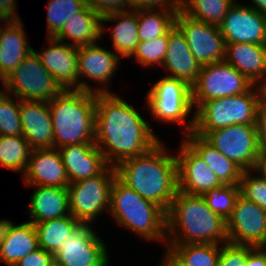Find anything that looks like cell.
I'll use <instances>...</instances> for the list:
<instances>
[{"label":"cell","mask_w":266,"mask_h":266,"mask_svg":"<svg viewBox=\"0 0 266 266\" xmlns=\"http://www.w3.org/2000/svg\"><path fill=\"white\" fill-rule=\"evenodd\" d=\"M203 138L244 171L255 170L261 152L256 125L235 124L210 131Z\"/></svg>","instance_id":"7c38bea8"},{"label":"cell","mask_w":266,"mask_h":266,"mask_svg":"<svg viewBox=\"0 0 266 266\" xmlns=\"http://www.w3.org/2000/svg\"><path fill=\"white\" fill-rule=\"evenodd\" d=\"M0 30V74L6 79L33 51L24 29L23 21L4 22Z\"/></svg>","instance_id":"4316f807"},{"label":"cell","mask_w":266,"mask_h":266,"mask_svg":"<svg viewBox=\"0 0 266 266\" xmlns=\"http://www.w3.org/2000/svg\"><path fill=\"white\" fill-rule=\"evenodd\" d=\"M52 118L54 147L95 143L96 93L63 89L48 102Z\"/></svg>","instance_id":"5b68a950"},{"label":"cell","mask_w":266,"mask_h":266,"mask_svg":"<svg viewBox=\"0 0 266 266\" xmlns=\"http://www.w3.org/2000/svg\"><path fill=\"white\" fill-rule=\"evenodd\" d=\"M170 151L160 141L146 153L115 166L124 184L166 212L178 191L177 159L175 151Z\"/></svg>","instance_id":"7a4b0ae2"},{"label":"cell","mask_w":266,"mask_h":266,"mask_svg":"<svg viewBox=\"0 0 266 266\" xmlns=\"http://www.w3.org/2000/svg\"><path fill=\"white\" fill-rule=\"evenodd\" d=\"M176 14V10L170 9H137L139 40L165 35L175 25Z\"/></svg>","instance_id":"1f68e13d"},{"label":"cell","mask_w":266,"mask_h":266,"mask_svg":"<svg viewBox=\"0 0 266 266\" xmlns=\"http://www.w3.org/2000/svg\"><path fill=\"white\" fill-rule=\"evenodd\" d=\"M225 43L266 45V15L236 1L219 25Z\"/></svg>","instance_id":"2e32d148"},{"label":"cell","mask_w":266,"mask_h":266,"mask_svg":"<svg viewBox=\"0 0 266 266\" xmlns=\"http://www.w3.org/2000/svg\"><path fill=\"white\" fill-rule=\"evenodd\" d=\"M181 140H184L205 161L223 184L239 185L244 170L238 164L193 132L183 135Z\"/></svg>","instance_id":"f1b7e54d"},{"label":"cell","mask_w":266,"mask_h":266,"mask_svg":"<svg viewBox=\"0 0 266 266\" xmlns=\"http://www.w3.org/2000/svg\"><path fill=\"white\" fill-rule=\"evenodd\" d=\"M133 9H170L177 12L182 10L181 0H137Z\"/></svg>","instance_id":"7bdbcfd3"},{"label":"cell","mask_w":266,"mask_h":266,"mask_svg":"<svg viewBox=\"0 0 266 266\" xmlns=\"http://www.w3.org/2000/svg\"><path fill=\"white\" fill-rule=\"evenodd\" d=\"M164 251L163 266H218L220 244H166Z\"/></svg>","instance_id":"f546056e"},{"label":"cell","mask_w":266,"mask_h":266,"mask_svg":"<svg viewBox=\"0 0 266 266\" xmlns=\"http://www.w3.org/2000/svg\"><path fill=\"white\" fill-rule=\"evenodd\" d=\"M161 67L167 72L165 76L183 80L190 86L199 76L201 66L192 54L184 34L176 25L169 30L168 48Z\"/></svg>","instance_id":"603a6c76"},{"label":"cell","mask_w":266,"mask_h":266,"mask_svg":"<svg viewBox=\"0 0 266 266\" xmlns=\"http://www.w3.org/2000/svg\"><path fill=\"white\" fill-rule=\"evenodd\" d=\"M17 0H0V23L4 22H20L21 17L17 12Z\"/></svg>","instance_id":"f6af8a7d"},{"label":"cell","mask_w":266,"mask_h":266,"mask_svg":"<svg viewBox=\"0 0 266 266\" xmlns=\"http://www.w3.org/2000/svg\"><path fill=\"white\" fill-rule=\"evenodd\" d=\"M137 0H128V3L132 6Z\"/></svg>","instance_id":"f907efd6"},{"label":"cell","mask_w":266,"mask_h":266,"mask_svg":"<svg viewBox=\"0 0 266 266\" xmlns=\"http://www.w3.org/2000/svg\"><path fill=\"white\" fill-rule=\"evenodd\" d=\"M117 176L116 169L108 166L101 174L70 183L69 210L70 214L82 224L97 222L98 216L110 207V191Z\"/></svg>","instance_id":"ba28073f"},{"label":"cell","mask_w":266,"mask_h":266,"mask_svg":"<svg viewBox=\"0 0 266 266\" xmlns=\"http://www.w3.org/2000/svg\"><path fill=\"white\" fill-rule=\"evenodd\" d=\"M253 85L225 60L201 66L191 86L193 107L196 110L204 101L245 93Z\"/></svg>","instance_id":"30bf717a"},{"label":"cell","mask_w":266,"mask_h":266,"mask_svg":"<svg viewBox=\"0 0 266 266\" xmlns=\"http://www.w3.org/2000/svg\"><path fill=\"white\" fill-rule=\"evenodd\" d=\"M248 255V245H236L229 242L220 244L218 266H246Z\"/></svg>","instance_id":"ab89813d"},{"label":"cell","mask_w":266,"mask_h":266,"mask_svg":"<svg viewBox=\"0 0 266 266\" xmlns=\"http://www.w3.org/2000/svg\"><path fill=\"white\" fill-rule=\"evenodd\" d=\"M239 186L242 196L266 210V179L255 170H247L243 172Z\"/></svg>","instance_id":"f35d334b"},{"label":"cell","mask_w":266,"mask_h":266,"mask_svg":"<svg viewBox=\"0 0 266 266\" xmlns=\"http://www.w3.org/2000/svg\"><path fill=\"white\" fill-rule=\"evenodd\" d=\"M47 45L40 52L33 49L41 64L63 89L79 90L78 47L54 37H47Z\"/></svg>","instance_id":"ac0fdd59"},{"label":"cell","mask_w":266,"mask_h":266,"mask_svg":"<svg viewBox=\"0 0 266 266\" xmlns=\"http://www.w3.org/2000/svg\"><path fill=\"white\" fill-rule=\"evenodd\" d=\"M256 128L258 144L261 152L266 151V98L258 104L257 117H256Z\"/></svg>","instance_id":"ee69618b"},{"label":"cell","mask_w":266,"mask_h":266,"mask_svg":"<svg viewBox=\"0 0 266 266\" xmlns=\"http://www.w3.org/2000/svg\"><path fill=\"white\" fill-rule=\"evenodd\" d=\"M246 266H266V247L249 246Z\"/></svg>","instance_id":"bcb514c9"},{"label":"cell","mask_w":266,"mask_h":266,"mask_svg":"<svg viewBox=\"0 0 266 266\" xmlns=\"http://www.w3.org/2000/svg\"><path fill=\"white\" fill-rule=\"evenodd\" d=\"M226 231L229 243L266 247V210L240 194L226 220Z\"/></svg>","instance_id":"9a60e30c"},{"label":"cell","mask_w":266,"mask_h":266,"mask_svg":"<svg viewBox=\"0 0 266 266\" xmlns=\"http://www.w3.org/2000/svg\"><path fill=\"white\" fill-rule=\"evenodd\" d=\"M255 171L266 179V151L260 152Z\"/></svg>","instance_id":"7dc6e473"},{"label":"cell","mask_w":266,"mask_h":266,"mask_svg":"<svg viewBox=\"0 0 266 266\" xmlns=\"http://www.w3.org/2000/svg\"><path fill=\"white\" fill-rule=\"evenodd\" d=\"M69 183L101 174L109 164L95 143H80L58 148Z\"/></svg>","instance_id":"44dd1931"},{"label":"cell","mask_w":266,"mask_h":266,"mask_svg":"<svg viewBox=\"0 0 266 266\" xmlns=\"http://www.w3.org/2000/svg\"><path fill=\"white\" fill-rule=\"evenodd\" d=\"M240 195L239 185H222L209 190L202 196L208 207L225 221L231 216L236 199Z\"/></svg>","instance_id":"8d00e7d4"},{"label":"cell","mask_w":266,"mask_h":266,"mask_svg":"<svg viewBox=\"0 0 266 266\" xmlns=\"http://www.w3.org/2000/svg\"><path fill=\"white\" fill-rule=\"evenodd\" d=\"M86 2L99 14L101 18L106 15L132 9L128 0H86Z\"/></svg>","instance_id":"60d3db41"},{"label":"cell","mask_w":266,"mask_h":266,"mask_svg":"<svg viewBox=\"0 0 266 266\" xmlns=\"http://www.w3.org/2000/svg\"><path fill=\"white\" fill-rule=\"evenodd\" d=\"M110 252L93 224H80L54 254L56 266H109Z\"/></svg>","instance_id":"8fae6325"},{"label":"cell","mask_w":266,"mask_h":266,"mask_svg":"<svg viewBox=\"0 0 266 266\" xmlns=\"http://www.w3.org/2000/svg\"><path fill=\"white\" fill-rule=\"evenodd\" d=\"M169 31L160 37L149 41H139L137 48L130 58H134L141 68H155L160 66L165 59L168 48Z\"/></svg>","instance_id":"d590c367"},{"label":"cell","mask_w":266,"mask_h":266,"mask_svg":"<svg viewBox=\"0 0 266 266\" xmlns=\"http://www.w3.org/2000/svg\"><path fill=\"white\" fill-rule=\"evenodd\" d=\"M253 4H247L251 8L255 9L259 13L266 15V0H251Z\"/></svg>","instance_id":"c3c4849f"},{"label":"cell","mask_w":266,"mask_h":266,"mask_svg":"<svg viewBox=\"0 0 266 266\" xmlns=\"http://www.w3.org/2000/svg\"><path fill=\"white\" fill-rule=\"evenodd\" d=\"M237 0H184L182 11L196 20L219 26Z\"/></svg>","instance_id":"836d02e7"},{"label":"cell","mask_w":266,"mask_h":266,"mask_svg":"<svg viewBox=\"0 0 266 266\" xmlns=\"http://www.w3.org/2000/svg\"><path fill=\"white\" fill-rule=\"evenodd\" d=\"M5 92L25 101L49 102L63 88L41 64L35 51H31L5 79Z\"/></svg>","instance_id":"9c48e42d"},{"label":"cell","mask_w":266,"mask_h":266,"mask_svg":"<svg viewBox=\"0 0 266 266\" xmlns=\"http://www.w3.org/2000/svg\"><path fill=\"white\" fill-rule=\"evenodd\" d=\"M166 216V244L228 242L226 221L208 207L202 195L177 191Z\"/></svg>","instance_id":"3957f363"},{"label":"cell","mask_w":266,"mask_h":266,"mask_svg":"<svg viewBox=\"0 0 266 266\" xmlns=\"http://www.w3.org/2000/svg\"><path fill=\"white\" fill-rule=\"evenodd\" d=\"M264 97L262 86L247 92L204 101L195 110L193 133L204 137L208 132L231 125H256L258 104Z\"/></svg>","instance_id":"8992f818"},{"label":"cell","mask_w":266,"mask_h":266,"mask_svg":"<svg viewBox=\"0 0 266 266\" xmlns=\"http://www.w3.org/2000/svg\"><path fill=\"white\" fill-rule=\"evenodd\" d=\"M136 108L115 91L96 93L94 139L110 166L142 155L161 141Z\"/></svg>","instance_id":"6da1fadb"},{"label":"cell","mask_w":266,"mask_h":266,"mask_svg":"<svg viewBox=\"0 0 266 266\" xmlns=\"http://www.w3.org/2000/svg\"><path fill=\"white\" fill-rule=\"evenodd\" d=\"M114 24L112 26V23ZM110 23L111 26H106ZM107 27V28H106ZM109 31L112 50L121 58H130L139 43L137 9L113 13L101 18V38Z\"/></svg>","instance_id":"d4e9b609"},{"label":"cell","mask_w":266,"mask_h":266,"mask_svg":"<svg viewBox=\"0 0 266 266\" xmlns=\"http://www.w3.org/2000/svg\"><path fill=\"white\" fill-rule=\"evenodd\" d=\"M178 191L203 195L224 185L204 160L183 140L177 149Z\"/></svg>","instance_id":"e0dca14e"},{"label":"cell","mask_w":266,"mask_h":266,"mask_svg":"<svg viewBox=\"0 0 266 266\" xmlns=\"http://www.w3.org/2000/svg\"><path fill=\"white\" fill-rule=\"evenodd\" d=\"M31 147L23 135H0V165L22 175L26 171Z\"/></svg>","instance_id":"d6a6232c"},{"label":"cell","mask_w":266,"mask_h":266,"mask_svg":"<svg viewBox=\"0 0 266 266\" xmlns=\"http://www.w3.org/2000/svg\"><path fill=\"white\" fill-rule=\"evenodd\" d=\"M108 214L120 227L130 230L144 241L163 243L166 249V211L157 204L144 199L117 176L111 186Z\"/></svg>","instance_id":"277c9868"},{"label":"cell","mask_w":266,"mask_h":266,"mask_svg":"<svg viewBox=\"0 0 266 266\" xmlns=\"http://www.w3.org/2000/svg\"><path fill=\"white\" fill-rule=\"evenodd\" d=\"M252 84L266 83V45L253 43H226L225 59Z\"/></svg>","instance_id":"cb8c5ba5"},{"label":"cell","mask_w":266,"mask_h":266,"mask_svg":"<svg viewBox=\"0 0 266 266\" xmlns=\"http://www.w3.org/2000/svg\"><path fill=\"white\" fill-rule=\"evenodd\" d=\"M175 25L184 34L200 66L224 61L226 43L219 26L189 17L182 10L176 14Z\"/></svg>","instance_id":"5bb4252c"},{"label":"cell","mask_w":266,"mask_h":266,"mask_svg":"<svg viewBox=\"0 0 266 266\" xmlns=\"http://www.w3.org/2000/svg\"><path fill=\"white\" fill-rule=\"evenodd\" d=\"M39 247L35 226L29 220L19 225L10 219L0 222V262L13 266Z\"/></svg>","instance_id":"ffe728a7"},{"label":"cell","mask_w":266,"mask_h":266,"mask_svg":"<svg viewBox=\"0 0 266 266\" xmlns=\"http://www.w3.org/2000/svg\"><path fill=\"white\" fill-rule=\"evenodd\" d=\"M54 38L76 47L95 44L101 41V17L86 4L66 20Z\"/></svg>","instance_id":"83f0119b"},{"label":"cell","mask_w":266,"mask_h":266,"mask_svg":"<svg viewBox=\"0 0 266 266\" xmlns=\"http://www.w3.org/2000/svg\"><path fill=\"white\" fill-rule=\"evenodd\" d=\"M0 93L5 92V88H3L5 86V79L3 78V76L0 74Z\"/></svg>","instance_id":"681fc988"},{"label":"cell","mask_w":266,"mask_h":266,"mask_svg":"<svg viewBox=\"0 0 266 266\" xmlns=\"http://www.w3.org/2000/svg\"><path fill=\"white\" fill-rule=\"evenodd\" d=\"M80 224L71 214L35 223L39 247L54 255Z\"/></svg>","instance_id":"4dcf8cb0"},{"label":"cell","mask_w":266,"mask_h":266,"mask_svg":"<svg viewBox=\"0 0 266 266\" xmlns=\"http://www.w3.org/2000/svg\"><path fill=\"white\" fill-rule=\"evenodd\" d=\"M35 188L30 196L28 214L33 224L70 215L68 188L27 186Z\"/></svg>","instance_id":"484cf974"},{"label":"cell","mask_w":266,"mask_h":266,"mask_svg":"<svg viewBox=\"0 0 266 266\" xmlns=\"http://www.w3.org/2000/svg\"><path fill=\"white\" fill-rule=\"evenodd\" d=\"M120 59L117 53L100 46L99 42L78 47L79 90L112 93L108 85L112 84V78L121 65ZM90 82L96 83L95 89Z\"/></svg>","instance_id":"4fadbf2b"},{"label":"cell","mask_w":266,"mask_h":266,"mask_svg":"<svg viewBox=\"0 0 266 266\" xmlns=\"http://www.w3.org/2000/svg\"><path fill=\"white\" fill-rule=\"evenodd\" d=\"M263 91H264V97L266 98V86H263Z\"/></svg>","instance_id":"816d5d0a"},{"label":"cell","mask_w":266,"mask_h":266,"mask_svg":"<svg viewBox=\"0 0 266 266\" xmlns=\"http://www.w3.org/2000/svg\"><path fill=\"white\" fill-rule=\"evenodd\" d=\"M0 135H22L20 99L6 92L0 93Z\"/></svg>","instance_id":"74e56055"},{"label":"cell","mask_w":266,"mask_h":266,"mask_svg":"<svg viewBox=\"0 0 266 266\" xmlns=\"http://www.w3.org/2000/svg\"><path fill=\"white\" fill-rule=\"evenodd\" d=\"M54 255L38 247L32 253L20 259L13 266H53Z\"/></svg>","instance_id":"b9f144b4"},{"label":"cell","mask_w":266,"mask_h":266,"mask_svg":"<svg viewBox=\"0 0 266 266\" xmlns=\"http://www.w3.org/2000/svg\"><path fill=\"white\" fill-rule=\"evenodd\" d=\"M145 99L151 119L164 124L182 125L183 135L193 132L195 109L188 83L177 78L161 77L148 89Z\"/></svg>","instance_id":"52a82bcc"},{"label":"cell","mask_w":266,"mask_h":266,"mask_svg":"<svg viewBox=\"0 0 266 266\" xmlns=\"http://www.w3.org/2000/svg\"><path fill=\"white\" fill-rule=\"evenodd\" d=\"M87 4L86 0H49L47 3V37H55L66 20L80 11Z\"/></svg>","instance_id":"e575fe53"},{"label":"cell","mask_w":266,"mask_h":266,"mask_svg":"<svg viewBox=\"0 0 266 266\" xmlns=\"http://www.w3.org/2000/svg\"><path fill=\"white\" fill-rule=\"evenodd\" d=\"M22 135L32 150L54 147L52 118L48 102L20 100Z\"/></svg>","instance_id":"7402d4cb"},{"label":"cell","mask_w":266,"mask_h":266,"mask_svg":"<svg viewBox=\"0 0 266 266\" xmlns=\"http://www.w3.org/2000/svg\"><path fill=\"white\" fill-rule=\"evenodd\" d=\"M22 176L25 186H69L65 166L58 148L34 149Z\"/></svg>","instance_id":"d6986e66"}]
</instances>
